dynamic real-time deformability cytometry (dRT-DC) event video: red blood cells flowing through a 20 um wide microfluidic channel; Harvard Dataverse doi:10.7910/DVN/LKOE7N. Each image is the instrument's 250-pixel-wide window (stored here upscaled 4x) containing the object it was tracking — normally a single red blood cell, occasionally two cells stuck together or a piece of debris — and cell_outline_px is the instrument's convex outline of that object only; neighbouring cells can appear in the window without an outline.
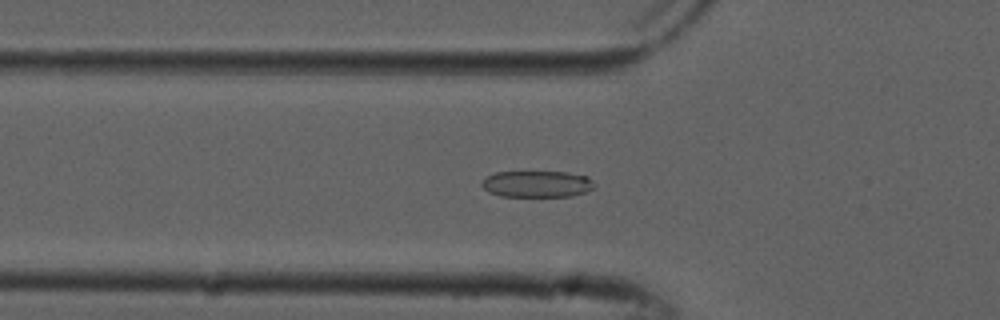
{"species": "common noctule bat (a hibernating species)", "species_latin": "Nyctalus noctula", "temperature_condition": "cold", "stored_images_in_passage": 53, "camera_frame_rate_fps": 3000, "um_per_image_px": 0.085, "animal": {"sex": "male", "forearm_length_mm": 52.5}, "frame": {"image": 1, "passage_image": 18, "time_ms": 5.667, "image_size_px": [1000, 320], "cell_outline_px": [[596, 184], [588, 192], [572, 196], [500, 196], [488, 192], [480, 184], [480, 180], [484, 176], [496, 172], [568, 172], [588, 176]], "centroid_in_image_um": [45.63, 15.63], "position_along_channel_um": 80.2, "area_um2": 17.69}}
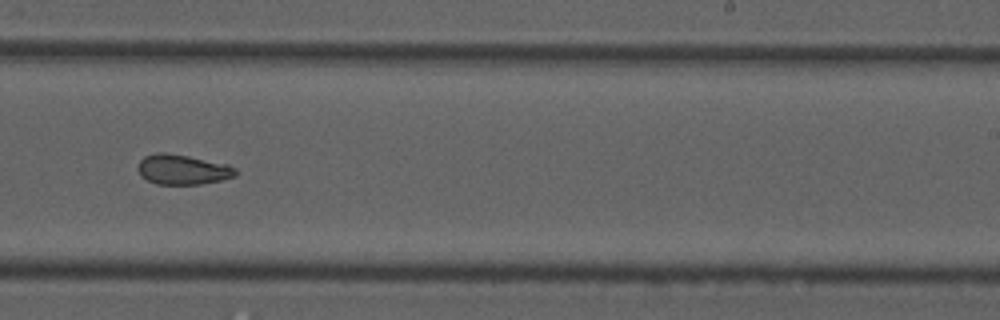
{"frame": {"image": 2, "passage_image": 33, "time_ms": 10.667, "image_size_px": [1000, 320], "cell_outline_px": [[240, 172], [236, 176], [220, 180], [200, 184], [156, 184], [140, 176], [136, 168], [140, 160], [144, 156], [156, 152], [164, 152], [188, 156], [228, 164], [236, 168]], "centroid_in_image_um": [15.52, 14.4], "position_along_channel_um": 273.5, "area_um2": 17.28}}
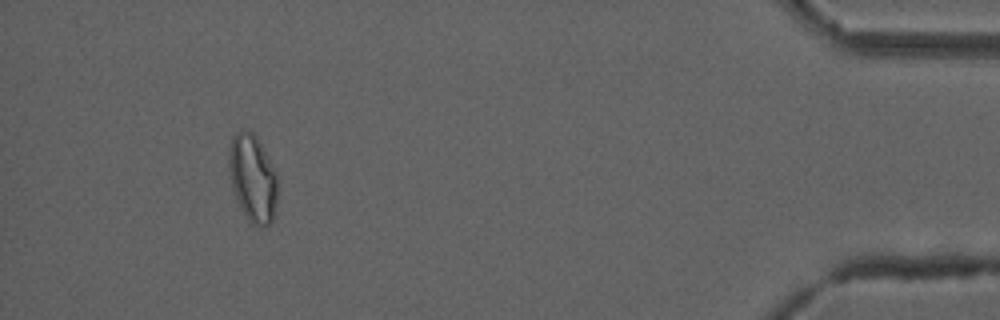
{"frame": {"image": 3, "passage_image": 49, "time_ms": 16.0, "image_size_px": [1000, 320], "cell_outline_px": [[276, 204], [272, 220], [268, 224], [260, 228], [252, 224], [248, 220], [240, 208], [232, 188], [228, 164], [228, 152], [232, 136], [236, 132], [252, 132], [256, 136], [276, 172]], "centroid_in_image_um": [21.45, 15.17], "position_along_channel_um": 413.7, "area_um2": 24.57}, "authors_computed_cell_mechanics": {"area_um2": 19.4208, "velocity_mm_per_s": 3.8652, "shape_relaxation_time_tau1_ms": 8.5307, "shape_relaxation_time_tau2_ms": 2.1146, "deformation_change_tau1": 0.1625, "deformation_change_tau2": 0.0819}}